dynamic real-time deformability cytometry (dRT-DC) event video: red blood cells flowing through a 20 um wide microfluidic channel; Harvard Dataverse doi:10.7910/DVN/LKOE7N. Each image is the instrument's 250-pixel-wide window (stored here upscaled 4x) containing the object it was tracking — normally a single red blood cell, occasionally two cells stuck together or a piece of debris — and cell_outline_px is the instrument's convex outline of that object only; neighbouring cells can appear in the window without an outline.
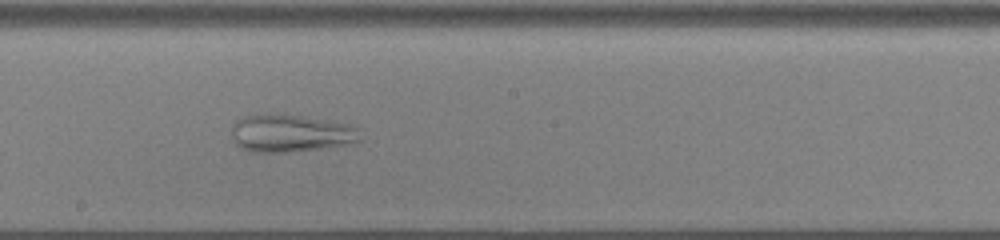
{"species": "common noctule bat (a hibernating species)", "species_latin": "Nyctalus noctula", "temperature_condition": "cold", "stored_images_in_passage": 52, "camera_frame_rate_fps": 3000, "um_per_image_px": 0.085, "animal": {"sex": "male", "body_mass_g": 13.0, "forearm_length_mm": 53.1}, "frame": {"image": 1, "passage_image": 28, "time_ms": 9.0, "image_size_px": [1000, 240], "cell_outline_px": [[360, 140], [348, 144], [320, 148], [288, 152], [252, 152], [240, 148], [236, 144], [232, 136], [232, 124], [236, 120], [244, 116], [276, 112], [336, 120], [348, 124], [356, 128]], "centroid_in_image_um": [24.66, 11.29], "position_along_channel_um": 223.5, "area_um2": 28.61}}
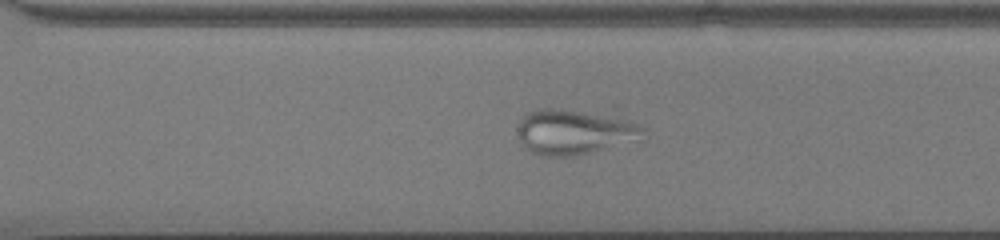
{"frame": {"image": 2, "passage_image": 36, "time_ms": 11.667, "image_size_px": [1000, 240], "cell_outline_px": [[644, 140], [576, 156], [544, 156], [532, 152], [524, 148], [516, 132], [516, 124], [528, 112], [536, 108], [616, 104], [620, 104], [644, 128]], "centroid_in_image_um": [49.1, 11.02], "position_along_channel_um": 321.5, "area_um2": 37.92}}
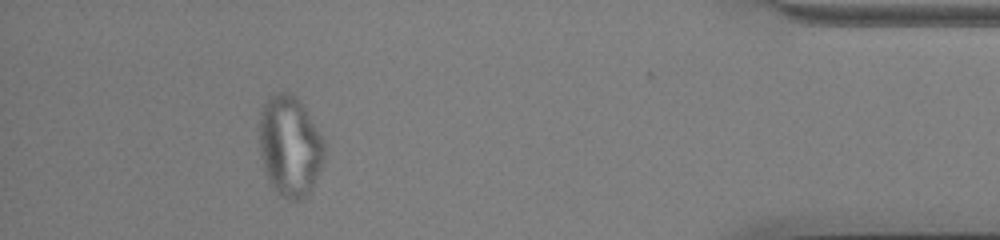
{"frame": {"image": 3, "passage_image": 47, "time_ms": 15.333, "image_size_px": [1000, 240], "cell_outline_px": [[328, 144], [324, 160], [312, 188], [300, 200], [288, 200], [276, 192], [272, 188], [268, 180], [264, 168], [260, 152], [260, 112], [264, 100], [268, 96], [276, 92], [288, 92], [296, 96], [300, 100], [324, 136]], "centroid_in_image_um": [24.67, 12.38], "position_along_channel_um": 410.5, "area_um2": 39.02}}